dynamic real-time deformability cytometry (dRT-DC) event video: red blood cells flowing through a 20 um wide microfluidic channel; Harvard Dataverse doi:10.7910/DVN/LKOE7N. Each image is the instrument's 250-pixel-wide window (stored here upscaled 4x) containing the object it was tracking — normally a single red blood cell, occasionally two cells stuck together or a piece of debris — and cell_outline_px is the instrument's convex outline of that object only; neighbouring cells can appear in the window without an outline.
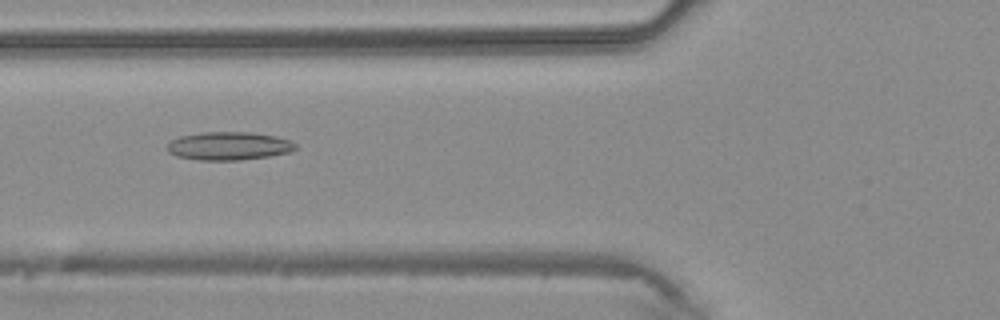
{"species": "common noctule bat (a hibernating species)", "species_latin": "Nyctalus noctula", "temperature_condition": "warm", "stored_images_in_passage": 42, "camera_frame_rate_fps": 3000, "um_per_image_px": 0.085, "animal": {"sex": "male", "body_mass_g": 20.4}, "frame": {"image": 1, "passage_image": 16, "time_ms": 5.0, "image_size_px": [1000, 320], "cell_outline_px": [[296, 148], [288, 152], [268, 156], [240, 160], [200, 160], [176, 156], [168, 152], [164, 148], [172, 140], [180, 136], [200, 132], [252, 132], [276, 136], [288, 140], [296, 144]], "centroid_in_image_um": [19.4, 12.4], "position_along_channel_um": 106.4, "area_um2": 21.1}}
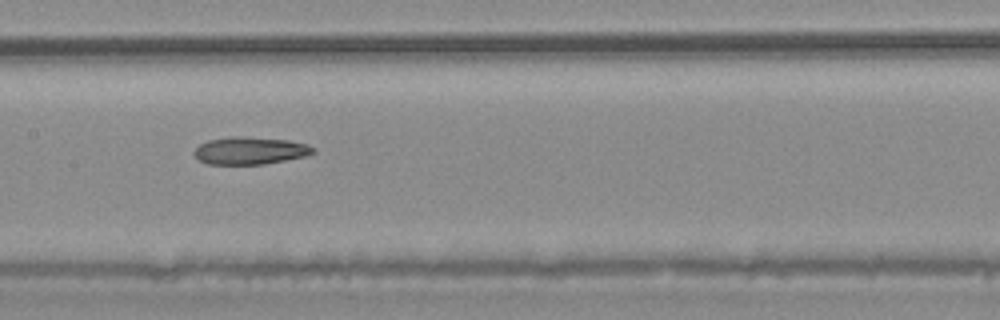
{"frame": {"image": 2, "passage_image": 21, "time_ms": 6.667, "image_size_px": [1000, 320], "cell_outline_px": [[316, 152], [308, 156], [264, 164], [208, 164], [200, 160], [192, 152], [200, 144], [208, 140], [228, 136], [240, 136], [288, 140], [308, 144], [316, 148]], "centroid_in_image_um": [21.3, 12.8], "position_along_channel_um": 186.1, "area_um2": 19.19}}
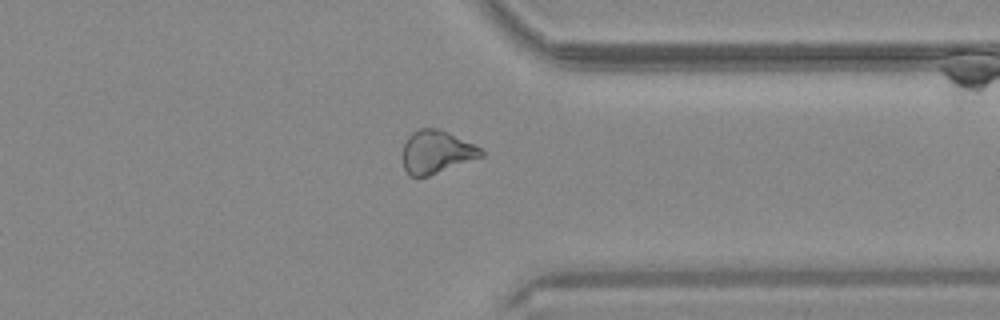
{"frame": {"image": 3, "passage_image": 33, "time_ms": 10.667, "image_size_px": [1000, 320], "cell_outline_px": [[484, 156], [428, 176], [408, 176], [404, 168], [400, 156], [404, 144], [408, 136], [412, 132], [420, 128], [440, 128], [480, 148], [484, 152]], "centroid_in_image_um": [37.04, 12.92], "position_along_channel_um": 374.4, "area_um2": 19.77}}